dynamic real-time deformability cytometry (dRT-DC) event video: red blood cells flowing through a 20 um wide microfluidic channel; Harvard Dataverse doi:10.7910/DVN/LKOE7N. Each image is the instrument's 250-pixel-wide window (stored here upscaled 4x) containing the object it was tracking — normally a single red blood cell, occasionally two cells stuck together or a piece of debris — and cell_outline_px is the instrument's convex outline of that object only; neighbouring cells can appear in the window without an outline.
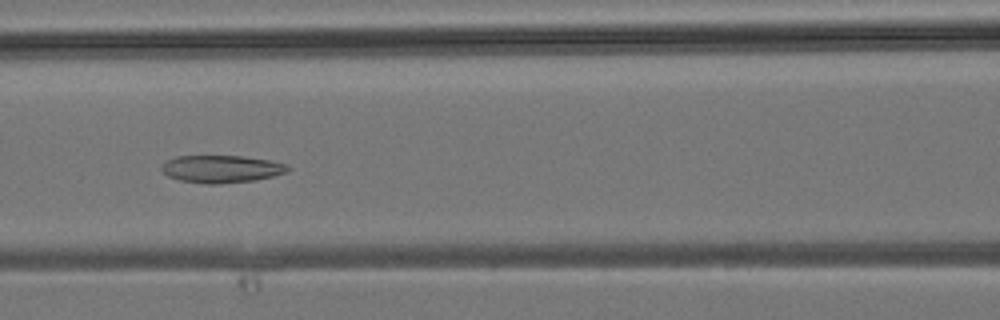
{"species": "common noctule bat (a hibernating species)", "species_latin": "Nyctalus noctula", "temperature_condition": "room temperature", "stored_images_in_passage": 37, "camera_frame_rate_fps": 3000, "um_per_image_px": 0.085, "animal": {"sex": "male", "body_mass_g": 19.2, "forearm_length_mm": 51.8}, "frame": {"image": 1, "passage_image": 16, "time_ms": 5.0, "image_size_px": [1000, 320], "cell_outline_px": [[292, 168], [288, 172], [256, 180], [216, 184], [204, 184], [180, 180], [168, 176], [160, 168], [160, 164], [176, 156], [244, 156], [268, 160], [288, 164]], "centroid_in_image_um": [18.83, 14.36], "position_along_channel_um": 147.8, "area_um2": 20.35}}
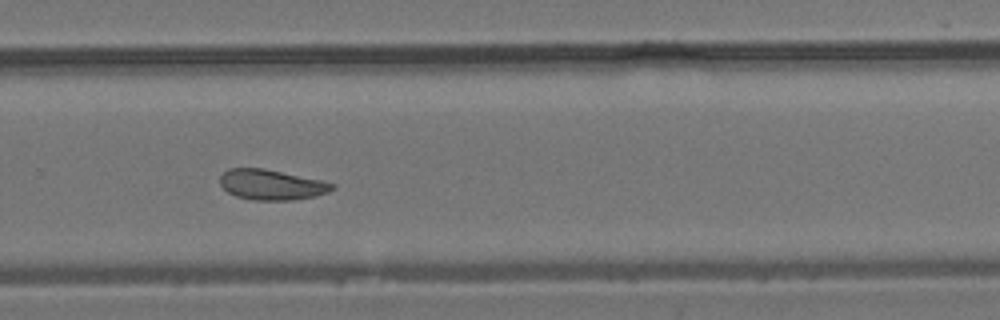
{"frame": {"image": 2, "passage_image": 25, "time_ms": 8.0, "image_size_px": [1000, 320], "cell_outline_px": [[336, 188], [328, 192], [316, 196], [292, 200], [252, 200], [236, 196], [228, 192], [220, 184], [220, 176], [228, 168], [260, 168], [324, 180], [336, 184]], "centroid_in_image_um": [23.11, 15.7], "position_along_channel_um": 306.7, "area_um2": 19.88}}
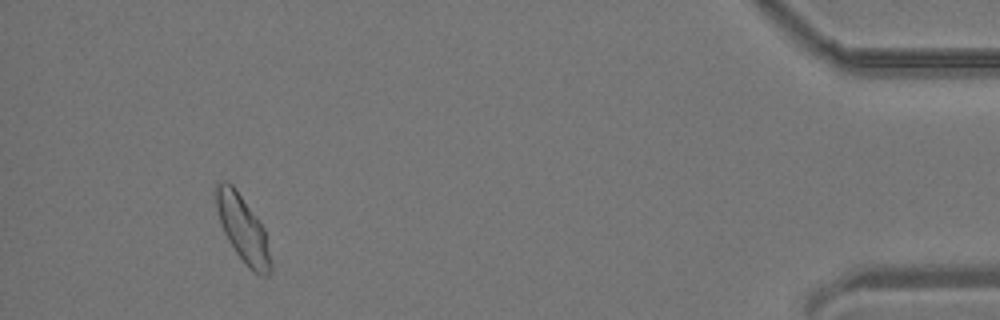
{"frame": {"image": 3, "passage_image": 35, "time_ms": 11.333, "image_size_px": [1000, 320], "cell_outline_px": [[272, 268], [268, 276], [260, 276], [252, 272], [248, 268], [236, 252], [228, 240], [224, 232], [216, 208], [216, 184], [224, 180], [232, 184], [256, 216], [264, 228], [272, 264]], "centroid_in_image_um": [20.66, 19.5], "position_along_channel_um": 414.5, "area_um2": 20.98}}